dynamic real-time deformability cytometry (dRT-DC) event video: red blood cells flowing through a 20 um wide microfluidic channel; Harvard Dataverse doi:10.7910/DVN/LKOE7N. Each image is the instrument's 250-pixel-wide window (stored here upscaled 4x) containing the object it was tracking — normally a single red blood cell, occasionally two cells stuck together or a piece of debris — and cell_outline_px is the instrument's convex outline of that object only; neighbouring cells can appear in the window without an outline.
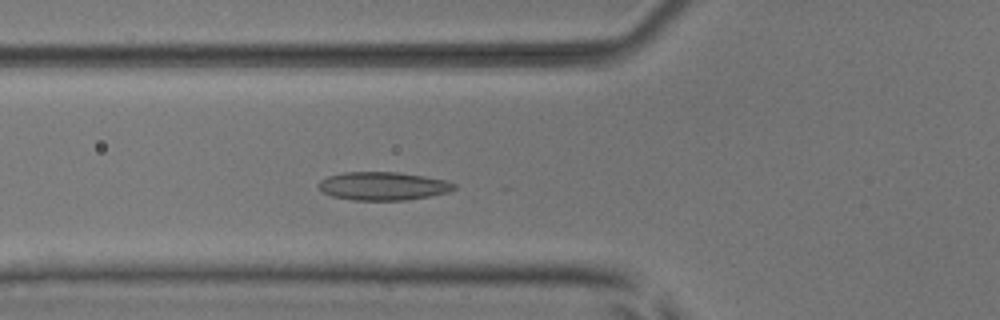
{"species": "common noctule bat (a hibernating species)", "species_latin": "Nyctalus noctula", "temperature_condition": "room temperature", "stored_images_in_passage": 40, "camera_frame_rate_fps": 3000, "um_per_image_px": 0.085, "animal": {"sex": "male", "body_mass_g": 17.9, "forearm_length_mm": 54.2}, "frame": {"image": 1, "passage_image": 16, "time_ms": 5.0, "image_size_px": [1000, 320], "cell_outline_px": [[456, 188], [448, 192], [428, 196], [404, 200], [352, 200], [332, 196], [324, 192], [316, 184], [320, 180], [328, 176], [344, 172], [400, 172], [424, 176], [444, 180], [456, 184]], "centroid_in_image_um": [32.54, 15.81], "position_along_channel_um": 93.3, "area_um2": 22.25}}
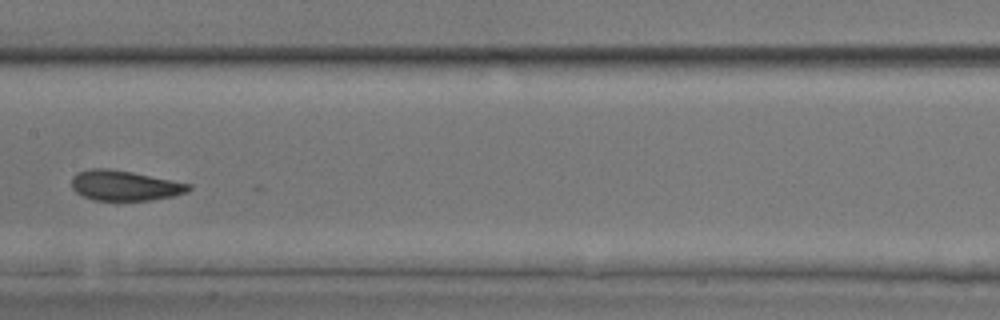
{"frame": {"image": 2, "passage_image": 24, "time_ms": 7.667, "image_size_px": [1000, 320], "cell_outline_px": [[192, 188], [188, 192], [172, 196], [148, 200], [92, 200], [76, 192], [72, 188], [72, 176], [76, 172], [92, 168], [108, 168], [132, 172], [192, 184]], "centroid_in_image_um": [10.59, 15.76], "position_along_channel_um": 196.8, "area_um2": 20.58}}
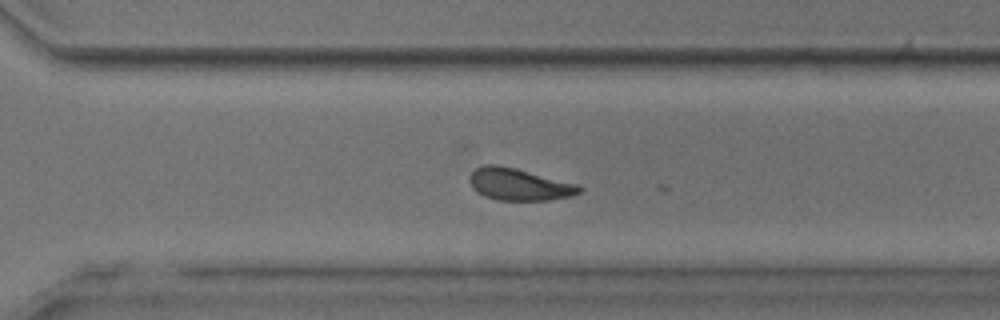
{"frame": {"image": 3, "passage_image": 34, "time_ms": 11.0, "image_size_px": [1000, 320], "cell_outline_px": [[584, 188], [580, 192], [572, 196], [548, 200], [496, 200], [484, 196], [472, 188], [468, 180], [468, 176], [476, 168], [484, 164], [496, 164], [576, 184]], "centroid_in_image_um": [44.07, 15.68], "position_along_channel_um": 326.5, "area_um2": 20.23}, "authors_computed_cell_mechanics": {"area_um2": 20.6346, "velocity_mm_per_s": 3.9067, "shape_relaxation_time_tau1_ms": null, "shape_relaxation_time_tau2_ms": 4.1093, "deformation_change_tau1": null, "deformation_change_tau2": 0.1022}}